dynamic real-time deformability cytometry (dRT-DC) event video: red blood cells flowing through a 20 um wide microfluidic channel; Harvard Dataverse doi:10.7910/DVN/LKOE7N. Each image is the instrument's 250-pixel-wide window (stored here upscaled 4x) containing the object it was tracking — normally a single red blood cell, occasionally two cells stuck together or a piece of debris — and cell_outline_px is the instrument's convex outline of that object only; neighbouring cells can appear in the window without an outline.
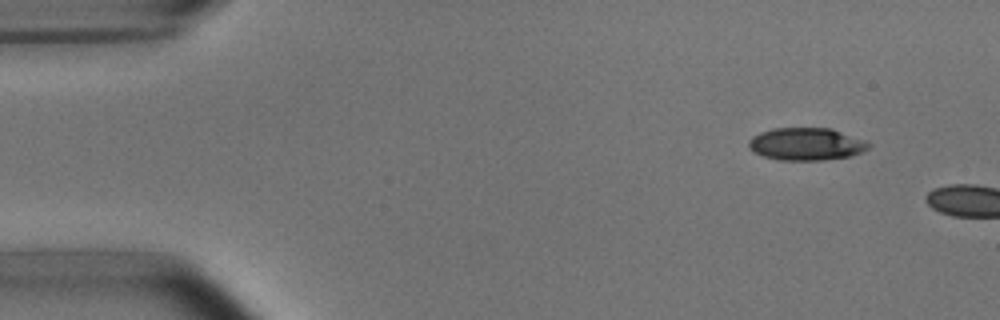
{"species": "common noctule bat (a hibernating species)", "species_latin": "Nyctalus noctula", "temperature_condition": "room temperature", "stored_images_in_passage": 3, "camera_frame_rate_fps": 3000, "um_per_image_px": 0.085, "animal": {"sex": "male", "body_mass_g": 15.6}, "frame": {"image": 1, "passage_image": 1, "time_ms": 0.0, "image_size_px": [1000, 320], "cell_outline_px": [[872, 144], [868, 148], [852, 156], [824, 160], [780, 160], [764, 156], [752, 152], [748, 148], [748, 140], [752, 136], [760, 132], [772, 128], [832, 128], [864, 140]], "centroid_in_image_um": [68.5, 12.24], "position_along_channel_um": 16.5, "area_um2": 22.89}}